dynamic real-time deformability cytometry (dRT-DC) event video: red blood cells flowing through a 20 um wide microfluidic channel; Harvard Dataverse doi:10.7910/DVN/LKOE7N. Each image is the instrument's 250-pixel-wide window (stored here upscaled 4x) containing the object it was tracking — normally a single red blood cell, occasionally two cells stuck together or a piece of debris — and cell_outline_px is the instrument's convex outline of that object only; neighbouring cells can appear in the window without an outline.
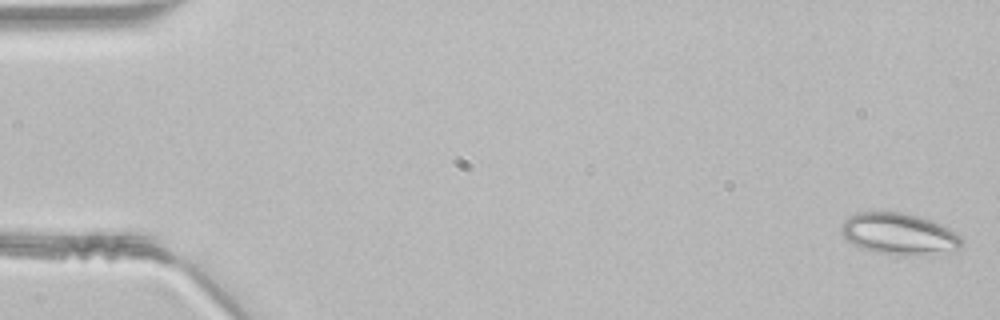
{"species": "common noctule bat (a hibernating species)", "species_latin": "Nyctalus noctula", "temperature_condition": "room temperature", "stored_images_in_passage": 47, "segment_of_instrument_passage": [1, 2], "camera_frame_rate_fps": 3000, "um_per_image_px": 0.085, "animal": {"sex": "male", "body_mass_g": 21.5, "forearm_length_mm": 52.0}, "frame": {"image": 1, "passage_image": 1, "time_ms": 0.0, "image_size_px": [1000, 320], "cell_outline_px": [[964, 244], [960, 248], [916, 256], [896, 256], [876, 252], [860, 248], [852, 244], [840, 232], [840, 228], [844, 220], [848, 216], [856, 212], [904, 212], [920, 216], [932, 220], [948, 228], [960, 236], [964, 240]], "centroid_in_image_um": [76.39, 19.88], "position_along_channel_um": 8.6, "area_um2": 29.48}}
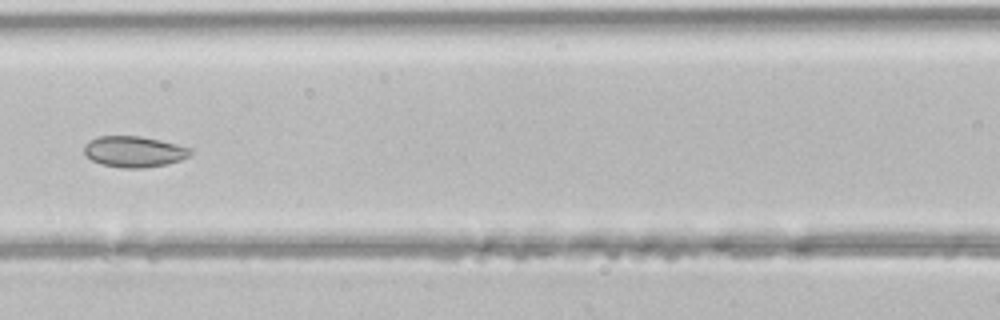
{"frame": {"image": 2, "passage_image": 21, "time_ms": 6.667, "image_size_px": [1000, 320], "cell_outline_px": [[192, 156], [180, 160], [164, 164], [144, 168], [124, 168], [100, 164], [92, 160], [84, 152], [84, 144], [88, 140], [96, 136], [140, 136], [160, 140], [192, 148]], "centroid_in_image_um": [11.39, 12.88], "position_along_channel_um": 155.2, "area_um2": 19.31}}
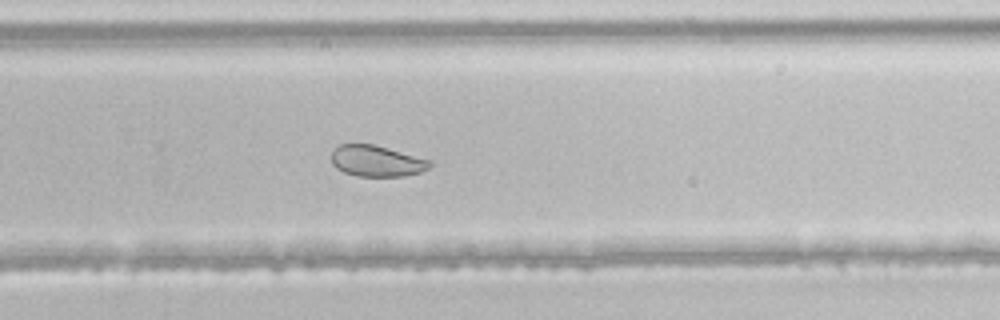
{"frame": {"image": 3, "passage_image": 31, "time_ms": 10.0, "image_size_px": [1000, 320], "cell_outline_px": [[432, 164], [428, 168], [420, 172], [404, 176], [356, 176], [344, 172], [336, 168], [332, 164], [332, 152], [340, 144], [372, 144], [432, 160]], "centroid_in_image_um": [32.02, 13.69], "position_along_channel_um": 297.8, "area_um2": 17.74}}